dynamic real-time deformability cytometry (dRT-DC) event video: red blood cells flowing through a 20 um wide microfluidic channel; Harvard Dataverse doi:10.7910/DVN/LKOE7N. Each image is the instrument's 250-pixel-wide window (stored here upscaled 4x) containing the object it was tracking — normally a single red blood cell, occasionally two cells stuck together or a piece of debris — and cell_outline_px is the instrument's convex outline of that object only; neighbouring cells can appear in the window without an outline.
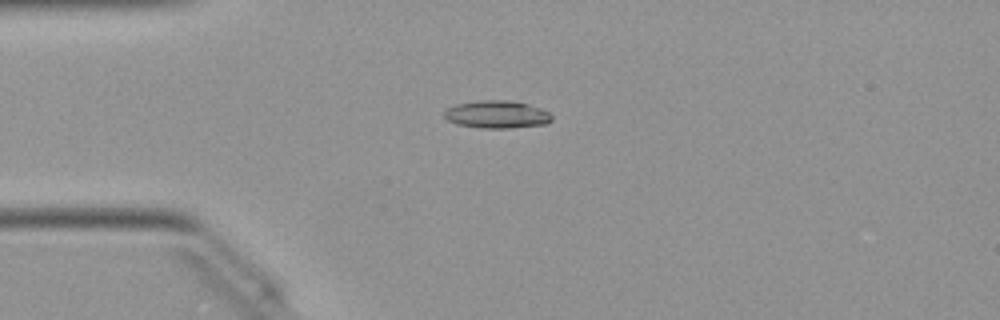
{"species": "Egyptian fruit bat (a non-hibernating species)", "species_latin": "Rousettus aegyptiacus", "temperature_condition": "warm", "stored_images_in_passage": 40, "camera_frame_rate_fps": 3000, "um_per_image_px": 0.085, "animal": {"sex": "female"}, "frame": {"image": 1, "passage_image": 2, "time_ms": 0.333, "image_size_px": [1000, 320], "cell_outline_px": [[552, 120], [548, 124], [512, 128], [480, 128], [456, 124], [448, 120], [444, 116], [444, 112], [448, 108], [456, 104], [476, 100], [508, 100], [528, 104], [540, 108], [548, 112], [552, 116]], "centroid_in_image_um": [42.24, 9.73], "position_along_channel_um": 42.8, "area_um2": 17.46}}
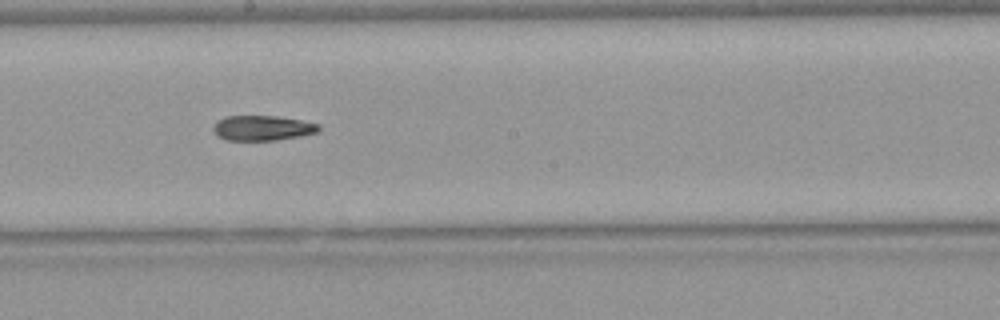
{"frame": {"image": 2, "passage_image": 17, "time_ms": 5.333, "image_size_px": [1000, 320], "cell_outline_px": [[320, 128], [316, 132], [300, 136], [276, 140], [228, 140], [216, 136], [212, 128], [216, 120], [224, 116], [276, 116], [300, 120], [320, 124]], "centroid_in_image_um": [22.26, 10.87], "position_along_channel_um": 225.9, "area_um2": 15.43}}
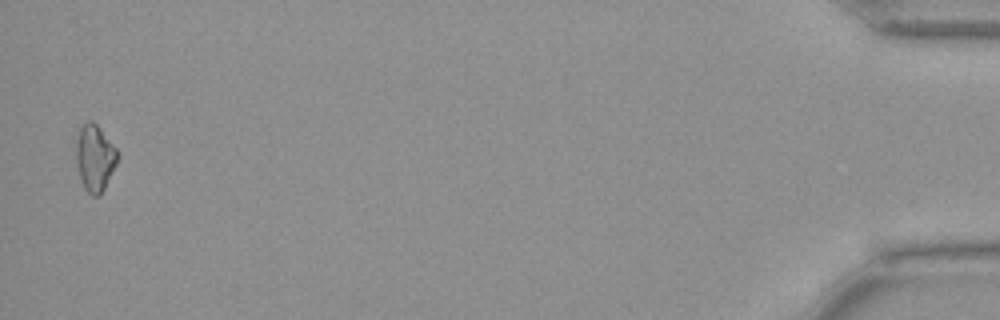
{"frame": {"image": 3, "passage_image": 39, "time_ms": 12.667, "image_size_px": [1000, 320], "cell_outline_px": [[120, 156], [100, 196], [92, 196], [84, 188], [76, 164], [76, 144], [80, 128], [84, 120], [92, 120], [100, 128], [120, 152]], "centroid_in_image_um": [8.07, 13.39], "position_along_channel_um": 427.1, "area_um2": 16.18}, "authors_computed_cell_mechanics": {"area_um2": 16.0106, "velocity_mm_per_s": 4.0611, "shape_relaxation_time_tau1_ms": 5.2575, "shape_relaxation_time_tau2_ms": 7.8101, "deformation_change_tau1": 0.1822, "deformation_change_tau2": 0.1745}}